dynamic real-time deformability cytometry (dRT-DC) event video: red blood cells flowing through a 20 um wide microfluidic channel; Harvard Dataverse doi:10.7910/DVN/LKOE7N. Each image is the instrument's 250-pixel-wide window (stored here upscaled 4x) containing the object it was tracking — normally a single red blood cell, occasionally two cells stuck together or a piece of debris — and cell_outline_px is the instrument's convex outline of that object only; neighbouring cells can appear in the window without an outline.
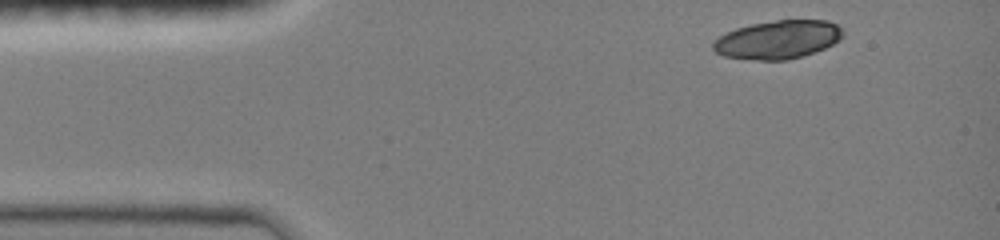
{"species": "common noctule bat (a hibernating species)", "species_latin": "Nyctalus noctula", "temperature_condition": "room temperature", "stored_images_in_passage": 11, "camera_frame_rate_fps": 3000, "um_per_image_px": 0.085, "animal": {"sex": "female", "body_mass_g": 19.0, "forearm_length_mm": 51.5}, "frame": {"image": 1, "passage_image": 1, "time_ms": 0.0, "image_size_px": [1000, 240], "cell_outline_px": [[844, 36], [832, 44], [824, 48], [788, 60], [760, 60], [724, 56], [716, 52], [712, 48], [712, 44], [720, 36], [736, 28], [752, 24], [776, 20], [828, 20], [844, 28]], "centroid_in_image_um": [66.15, 3.35], "position_along_channel_um": 18.8, "area_um2": 28.84}}